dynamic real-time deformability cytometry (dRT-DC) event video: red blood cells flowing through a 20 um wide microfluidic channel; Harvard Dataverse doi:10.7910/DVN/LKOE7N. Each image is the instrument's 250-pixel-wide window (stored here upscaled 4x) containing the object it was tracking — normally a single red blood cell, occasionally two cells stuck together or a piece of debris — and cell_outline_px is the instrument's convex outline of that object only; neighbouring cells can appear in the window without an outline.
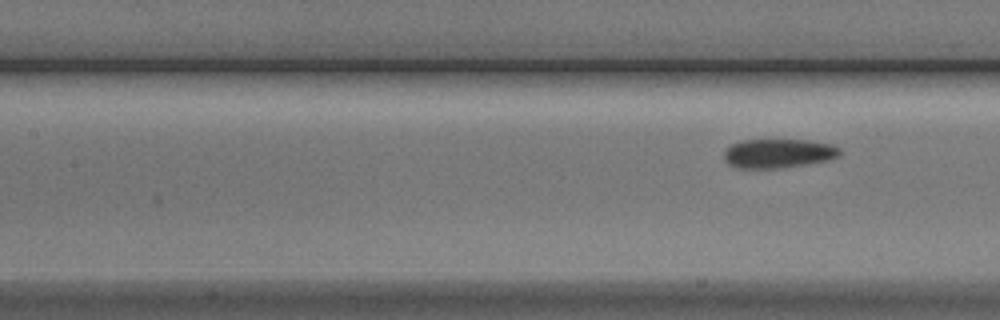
{"species": "Egyptian fruit bat (a non-hibernating species)", "species_latin": "Rousettus aegyptiacus", "temperature_condition": "cold", "stored_images_in_passage": 8, "segment_of_instrument_passage": [2, 2], "camera_frame_rate_fps": 3000, "um_per_image_px": 0.085, "animal": {"sex": "male"}, "frame": {"image": 1, "passage_image": 8, "time_ms": 9.0, "image_size_px": [1000, 320], "cell_outline_px": [[840, 156], [828, 160], [780, 168], [736, 168], [728, 164], [724, 160], [724, 152], [732, 144], [740, 140], [808, 140], [832, 144], [840, 148]], "centroid_in_image_um": [66.15, 13.03], "position_along_channel_um": 141.3, "area_um2": 19.65}}